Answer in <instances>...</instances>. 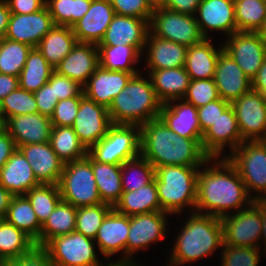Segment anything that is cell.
I'll return each instance as SVG.
<instances>
[{
  "mask_svg": "<svg viewBox=\"0 0 266 266\" xmlns=\"http://www.w3.org/2000/svg\"><path fill=\"white\" fill-rule=\"evenodd\" d=\"M236 114L230 105L218 119L203 133L202 148L209 157H225V147L230 154L243 142Z\"/></svg>",
  "mask_w": 266,
  "mask_h": 266,
  "instance_id": "obj_17",
  "label": "cell"
},
{
  "mask_svg": "<svg viewBox=\"0 0 266 266\" xmlns=\"http://www.w3.org/2000/svg\"><path fill=\"white\" fill-rule=\"evenodd\" d=\"M115 14L150 19L153 9L147 0H110Z\"/></svg>",
  "mask_w": 266,
  "mask_h": 266,
  "instance_id": "obj_52",
  "label": "cell"
},
{
  "mask_svg": "<svg viewBox=\"0 0 266 266\" xmlns=\"http://www.w3.org/2000/svg\"><path fill=\"white\" fill-rule=\"evenodd\" d=\"M224 245L262 248L261 200L221 218Z\"/></svg>",
  "mask_w": 266,
  "mask_h": 266,
  "instance_id": "obj_12",
  "label": "cell"
},
{
  "mask_svg": "<svg viewBox=\"0 0 266 266\" xmlns=\"http://www.w3.org/2000/svg\"><path fill=\"white\" fill-rule=\"evenodd\" d=\"M5 220L25 232L37 245H40L42 225L25 195L11 198Z\"/></svg>",
  "mask_w": 266,
  "mask_h": 266,
  "instance_id": "obj_35",
  "label": "cell"
},
{
  "mask_svg": "<svg viewBox=\"0 0 266 266\" xmlns=\"http://www.w3.org/2000/svg\"><path fill=\"white\" fill-rule=\"evenodd\" d=\"M0 185L13 196L25 195L31 188L41 185L18 148L0 169Z\"/></svg>",
  "mask_w": 266,
  "mask_h": 266,
  "instance_id": "obj_29",
  "label": "cell"
},
{
  "mask_svg": "<svg viewBox=\"0 0 266 266\" xmlns=\"http://www.w3.org/2000/svg\"><path fill=\"white\" fill-rule=\"evenodd\" d=\"M150 19L115 14L97 46H134L142 55L149 32Z\"/></svg>",
  "mask_w": 266,
  "mask_h": 266,
  "instance_id": "obj_19",
  "label": "cell"
},
{
  "mask_svg": "<svg viewBox=\"0 0 266 266\" xmlns=\"http://www.w3.org/2000/svg\"><path fill=\"white\" fill-rule=\"evenodd\" d=\"M77 43L72 27L55 25L40 41L37 48L46 61L55 67L71 52Z\"/></svg>",
  "mask_w": 266,
  "mask_h": 266,
  "instance_id": "obj_33",
  "label": "cell"
},
{
  "mask_svg": "<svg viewBox=\"0 0 266 266\" xmlns=\"http://www.w3.org/2000/svg\"><path fill=\"white\" fill-rule=\"evenodd\" d=\"M210 39L191 45L187 49L185 70L191 80L212 79L216 70L218 56L223 50V45L216 48Z\"/></svg>",
  "mask_w": 266,
  "mask_h": 266,
  "instance_id": "obj_30",
  "label": "cell"
},
{
  "mask_svg": "<svg viewBox=\"0 0 266 266\" xmlns=\"http://www.w3.org/2000/svg\"><path fill=\"white\" fill-rule=\"evenodd\" d=\"M220 256L221 266H258L262 255L261 249L246 246H229L222 247Z\"/></svg>",
  "mask_w": 266,
  "mask_h": 266,
  "instance_id": "obj_48",
  "label": "cell"
},
{
  "mask_svg": "<svg viewBox=\"0 0 266 266\" xmlns=\"http://www.w3.org/2000/svg\"><path fill=\"white\" fill-rule=\"evenodd\" d=\"M53 71L54 68L46 61L38 48H31L19 75V87L35 92L49 81Z\"/></svg>",
  "mask_w": 266,
  "mask_h": 266,
  "instance_id": "obj_37",
  "label": "cell"
},
{
  "mask_svg": "<svg viewBox=\"0 0 266 266\" xmlns=\"http://www.w3.org/2000/svg\"><path fill=\"white\" fill-rule=\"evenodd\" d=\"M252 89L266 97V57L256 76L252 79Z\"/></svg>",
  "mask_w": 266,
  "mask_h": 266,
  "instance_id": "obj_60",
  "label": "cell"
},
{
  "mask_svg": "<svg viewBox=\"0 0 266 266\" xmlns=\"http://www.w3.org/2000/svg\"><path fill=\"white\" fill-rule=\"evenodd\" d=\"M55 26L47 6L31 14H10L4 38L37 47Z\"/></svg>",
  "mask_w": 266,
  "mask_h": 266,
  "instance_id": "obj_18",
  "label": "cell"
},
{
  "mask_svg": "<svg viewBox=\"0 0 266 266\" xmlns=\"http://www.w3.org/2000/svg\"><path fill=\"white\" fill-rule=\"evenodd\" d=\"M200 167L166 165L155 168V183L161 211L177 216L195 212ZM190 211V212H189Z\"/></svg>",
  "mask_w": 266,
  "mask_h": 266,
  "instance_id": "obj_5",
  "label": "cell"
},
{
  "mask_svg": "<svg viewBox=\"0 0 266 266\" xmlns=\"http://www.w3.org/2000/svg\"><path fill=\"white\" fill-rule=\"evenodd\" d=\"M92 170L101 201L114 207L123 193L121 165L99 163L92 158Z\"/></svg>",
  "mask_w": 266,
  "mask_h": 266,
  "instance_id": "obj_34",
  "label": "cell"
},
{
  "mask_svg": "<svg viewBox=\"0 0 266 266\" xmlns=\"http://www.w3.org/2000/svg\"><path fill=\"white\" fill-rule=\"evenodd\" d=\"M112 125L108 109L85 95L80 100V106L72 128L84 147L89 150L98 143Z\"/></svg>",
  "mask_w": 266,
  "mask_h": 266,
  "instance_id": "obj_15",
  "label": "cell"
},
{
  "mask_svg": "<svg viewBox=\"0 0 266 266\" xmlns=\"http://www.w3.org/2000/svg\"><path fill=\"white\" fill-rule=\"evenodd\" d=\"M49 143L64 163L82 159L88 154L72 126H52Z\"/></svg>",
  "mask_w": 266,
  "mask_h": 266,
  "instance_id": "obj_38",
  "label": "cell"
},
{
  "mask_svg": "<svg viewBox=\"0 0 266 266\" xmlns=\"http://www.w3.org/2000/svg\"><path fill=\"white\" fill-rule=\"evenodd\" d=\"M63 201L74 207L95 206L103 203L98 193L92 170V157H86L64 164L58 183Z\"/></svg>",
  "mask_w": 266,
  "mask_h": 266,
  "instance_id": "obj_6",
  "label": "cell"
},
{
  "mask_svg": "<svg viewBox=\"0 0 266 266\" xmlns=\"http://www.w3.org/2000/svg\"><path fill=\"white\" fill-rule=\"evenodd\" d=\"M195 16L205 39L209 31H222L226 37L237 32L234 0H201Z\"/></svg>",
  "mask_w": 266,
  "mask_h": 266,
  "instance_id": "obj_20",
  "label": "cell"
},
{
  "mask_svg": "<svg viewBox=\"0 0 266 266\" xmlns=\"http://www.w3.org/2000/svg\"><path fill=\"white\" fill-rule=\"evenodd\" d=\"M220 99L215 81L212 79L191 80L183 98L196 108L207 105L209 102Z\"/></svg>",
  "mask_w": 266,
  "mask_h": 266,
  "instance_id": "obj_49",
  "label": "cell"
},
{
  "mask_svg": "<svg viewBox=\"0 0 266 266\" xmlns=\"http://www.w3.org/2000/svg\"><path fill=\"white\" fill-rule=\"evenodd\" d=\"M0 266H52V264L48 249L35 244L18 258L0 261Z\"/></svg>",
  "mask_w": 266,
  "mask_h": 266,
  "instance_id": "obj_51",
  "label": "cell"
},
{
  "mask_svg": "<svg viewBox=\"0 0 266 266\" xmlns=\"http://www.w3.org/2000/svg\"><path fill=\"white\" fill-rule=\"evenodd\" d=\"M95 246L94 239L76 231L54 237L45 245L52 266H105Z\"/></svg>",
  "mask_w": 266,
  "mask_h": 266,
  "instance_id": "obj_9",
  "label": "cell"
},
{
  "mask_svg": "<svg viewBox=\"0 0 266 266\" xmlns=\"http://www.w3.org/2000/svg\"><path fill=\"white\" fill-rule=\"evenodd\" d=\"M11 14H31L45 6L46 0H5Z\"/></svg>",
  "mask_w": 266,
  "mask_h": 266,
  "instance_id": "obj_56",
  "label": "cell"
},
{
  "mask_svg": "<svg viewBox=\"0 0 266 266\" xmlns=\"http://www.w3.org/2000/svg\"><path fill=\"white\" fill-rule=\"evenodd\" d=\"M88 154L99 163L122 165L140 156V126L112 124L107 134L89 150Z\"/></svg>",
  "mask_w": 266,
  "mask_h": 266,
  "instance_id": "obj_8",
  "label": "cell"
},
{
  "mask_svg": "<svg viewBox=\"0 0 266 266\" xmlns=\"http://www.w3.org/2000/svg\"><path fill=\"white\" fill-rule=\"evenodd\" d=\"M149 77L158 98L163 104L172 100L183 99L191 81L184 66L152 70Z\"/></svg>",
  "mask_w": 266,
  "mask_h": 266,
  "instance_id": "obj_31",
  "label": "cell"
},
{
  "mask_svg": "<svg viewBox=\"0 0 266 266\" xmlns=\"http://www.w3.org/2000/svg\"><path fill=\"white\" fill-rule=\"evenodd\" d=\"M149 6L155 10L158 8H165L166 0H147Z\"/></svg>",
  "mask_w": 266,
  "mask_h": 266,
  "instance_id": "obj_64",
  "label": "cell"
},
{
  "mask_svg": "<svg viewBox=\"0 0 266 266\" xmlns=\"http://www.w3.org/2000/svg\"><path fill=\"white\" fill-rule=\"evenodd\" d=\"M213 80L220 98L229 103L252 89V80L244 74L234 59L224 50L218 56Z\"/></svg>",
  "mask_w": 266,
  "mask_h": 266,
  "instance_id": "obj_22",
  "label": "cell"
},
{
  "mask_svg": "<svg viewBox=\"0 0 266 266\" xmlns=\"http://www.w3.org/2000/svg\"><path fill=\"white\" fill-rule=\"evenodd\" d=\"M114 16L110 0H92L86 14L72 26L77 42L98 45Z\"/></svg>",
  "mask_w": 266,
  "mask_h": 266,
  "instance_id": "obj_24",
  "label": "cell"
},
{
  "mask_svg": "<svg viewBox=\"0 0 266 266\" xmlns=\"http://www.w3.org/2000/svg\"><path fill=\"white\" fill-rule=\"evenodd\" d=\"M158 118L179 136L189 139L203 137L197 108L183 99L163 104Z\"/></svg>",
  "mask_w": 266,
  "mask_h": 266,
  "instance_id": "obj_27",
  "label": "cell"
},
{
  "mask_svg": "<svg viewBox=\"0 0 266 266\" xmlns=\"http://www.w3.org/2000/svg\"><path fill=\"white\" fill-rule=\"evenodd\" d=\"M18 149L31 165L40 184L58 185L65 163L58 158L49 142L23 145Z\"/></svg>",
  "mask_w": 266,
  "mask_h": 266,
  "instance_id": "obj_26",
  "label": "cell"
},
{
  "mask_svg": "<svg viewBox=\"0 0 266 266\" xmlns=\"http://www.w3.org/2000/svg\"><path fill=\"white\" fill-rule=\"evenodd\" d=\"M149 32L158 38L171 40L187 47L201 42L196 16L178 13L167 8L153 10L149 21Z\"/></svg>",
  "mask_w": 266,
  "mask_h": 266,
  "instance_id": "obj_10",
  "label": "cell"
},
{
  "mask_svg": "<svg viewBox=\"0 0 266 266\" xmlns=\"http://www.w3.org/2000/svg\"><path fill=\"white\" fill-rule=\"evenodd\" d=\"M77 207L61 200L40 231V245L45 246L51 239L75 231Z\"/></svg>",
  "mask_w": 266,
  "mask_h": 266,
  "instance_id": "obj_36",
  "label": "cell"
},
{
  "mask_svg": "<svg viewBox=\"0 0 266 266\" xmlns=\"http://www.w3.org/2000/svg\"><path fill=\"white\" fill-rule=\"evenodd\" d=\"M222 42L226 51L252 80L266 57V43L256 32H234Z\"/></svg>",
  "mask_w": 266,
  "mask_h": 266,
  "instance_id": "obj_14",
  "label": "cell"
},
{
  "mask_svg": "<svg viewBox=\"0 0 266 266\" xmlns=\"http://www.w3.org/2000/svg\"><path fill=\"white\" fill-rule=\"evenodd\" d=\"M253 202L238 170L227 157H210L200 167L195 212L221 219Z\"/></svg>",
  "mask_w": 266,
  "mask_h": 266,
  "instance_id": "obj_1",
  "label": "cell"
},
{
  "mask_svg": "<svg viewBox=\"0 0 266 266\" xmlns=\"http://www.w3.org/2000/svg\"><path fill=\"white\" fill-rule=\"evenodd\" d=\"M19 87V77L0 73V101Z\"/></svg>",
  "mask_w": 266,
  "mask_h": 266,
  "instance_id": "obj_59",
  "label": "cell"
},
{
  "mask_svg": "<svg viewBox=\"0 0 266 266\" xmlns=\"http://www.w3.org/2000/svg\"><path fill=\"white\" fill-rule=\"evenodd\" d=\"M113 208L127 216L161 211L155 179L136 191L123 192Z\"/></svg>",
  "mask_w": 266,
  "mask_h": 266,
  "instance_id": "obj_32",
  "label": "cell"
},
{
  "mask_svg": "<svg viewBox=\"0 0 266 266\" xmlns=\"http://www.w3.org/2000/svg\"><path fill=\"white\" fill-rule=\"evenodd\" d=\"M35 241L5 219L0 221V261L20 257L30 250Z\"/></svg>",
  "mask_w": 266,
  "mask_h": 266,
  "instance_id": "obj_40",
  "label": "cell"
},
{
  "mask_svg": "<svg viewBox=\"0 0 266 266\" xmlns=\"http://www.w3.org/2000/svg\"><path fill=\"white\" fill-rule=\"evenodd\" d=\"M98 66V46L93 43L77 42L54 71L84 87Z\"/></svg>",
  "mask_w": 266,
  "mask_h": 266,
  "instance_id": "obj_21",
  "label": "cell"
},
{
  "mask_svg": "<svg viewBox=\"0 0 266 266\" xmlns=\"http://www.w3.org/2000/svg\"><path fill=\"white\" fill-rule=\"evenodd\" d=\"M105 266H122L118 263H114L113 261L111 263H107Z\"/></svg>",
  "mask_w": 266,
  "mask_h": 266,
  "instance_id": "obj_67",
  "label": "cell"
},
{
  "mask_svg": "<svg viewBox=\"0 0 266 266\" xmlns=\"http://www.w3.org/2000/svg\"><path fill=\"white\" fill-rule=\"evenodd\" d=\"M17 147L13 138L5 130L0 134V169L5 165Z\"/></svg>",
  "mask_w": 266,
  "mask_h": 266,
  "instance_id": "obj_58",
  "label": "cell"
},
{
  "mask_svg": "<svg viewBox=\"0 0 266 266\" xmlns=\"http://www.w3.org/2000/svg\"><path fill=\"white\" fill-rule=\"evenodd\" d=\"M142 72L133 75L127 85L112 100L108 112L112 124L143 125L159 117L163 103L152 81Z\"/></svg>",
  "mask_w": 266,
  "mask_h": 266,
  "instance_id": "obj_4",
  "label": "cell"
},
{
  "mask_svg": "<svg viewBox=\"0 0 266 266\" xmlns=\"http://www.w3.org/2000/svg\"><path fill=\"white\" fill-rule=\"evenodd\" d=\"M230 105L231 103L220 98L197 108L199 125L202 133H204Z\"/></svg>",
  "mask_w": 266,
  "mask_h": 266,
  "instance_id": "obj_54",
  "label": "cell"
},
{
  "mask_svg": "<svg viewBox=\"0 0 266 266\" xmlns=\"http://www.w3.org/2000/svg\"><path fill=\"white\" fill-rule=\"evenodd\" d=\"M154 177L155 167L141 155L121 165L123 192L136 191L151 183Z\"/></svg>",
  "mask_w": 266,
  "mask_h": 266,
  "instance_id": "obj_41",
  "label": "cell"
},
{
  "mask_svg": "<svg viewBox=\"0 0 266 266\" xmlns=\"http://www.w3.org/2000/svg\"><path fill=\"white\" fill-rule=\"evenodd\" d=\"M129 228L130 216L121 214L114 208L108 212L94 238L98 250L105 257V261L111 263L110 256L122 251L120 260L118 259L114 263L126 266V245Z\"/></svg>",
  "mask_w": 266,
  "mask_h": 266,
  "instance_id": "obj_16",
  "label": "cell"
},
{
  "mask_svg": "<svg viewBox=\"0 0 266 266\" xmlns=\"http://www.w3.org/2000/svg\"><path fill=\"white\" fill-rule=\"evenodd\" d=\"M33 94L36 99L38 113L51 117L56 104L59 102L58 98H55L54 84L47 82L39 90L33 92Z\"/></svg>",
  "mask_w": 266,
  "mask_h": 266,
  "instance_id": "obj_55",
  "label": "cell"
},
{
  "mask_svg": "<svg viewBox=\"0 0 266 266\" xmlns=\"http://www.w3.org/2000/svg\"><path fill=\"white\" fill-rule=\"evenodd\" d=\"M48 83L54 84L55 98H58V101L77 97L83 91V87L77 82L56 71L51 73Z\"/></svg>",
  "mask_w": 266,
  "mask_h": 266,
  "instance_id": "obj_53",
  "label": "cell"
},
{
  "mask_svg": "<svg viewBox=\"0 0 266 266\" xmlns=\"http://www.w3.org/2000/svg\"><path fill=\"white\" fill-rule=\"evenodd\" d=\"M237 31L257 32L266 18V2L234 0Z\"/></svg>",
  "mask_w": 266,
  "mask_h": 266,
  "instance_id": "obj_42",
  "label": "cell"
},
{
  "mask_svg": "<svg viewBox=\"0 0 266 266\" xmlns=\"http://www.w3.org/2000/svg\"><path fill=\"white\" fill-rule=\"evenodd\" d=\"M0 108L5 122L10 117L38 113L33 92L26 91L20 87L9 93L0 101Z\"/></svg>",
  "mask_w": 266,
  "mask_h": 266,
  "instance_id": "obj_46",
  "label": "cell"
},
{
  "mask_svg": "<svg viewBox=\"0 0 266 266\" xmlns=\"http://www.w3.org/2000/svg\"><path fill=\"white\" fill-rule=\"evenodd\" d=\"M112 208L106 203L77 208L75 231L94 239L103 219Z\"/></svg>",
  "mask_w": 266,
  "mask_h": 266,
  "instance_id": "obj_47",
  "label": "cell"
},
{
  "mask_svg": "<svg viewBox=\"0 0 266 266\" xmlns=\"http://www.w3.org/2000/svg\"><path fill=\"white\" fill-rule=\"evenodd\" d=\"M169 213L155 211L130 216V228L126 245V266H143L135 261V253L148 249L151 244L166 238ZM134 255V256H133Z\"/></svg>",
  "mask_w": 266,
  "mask_h": 266,
  "instance_id": "obj_11",
  "label": "cell"
},
{
  "mask_svg": "<svg viewBox=\"0 0 266 266\" xmlns=\"http://www.w3.org/2000/svg\"><path fill=\"white\" fill-rule=\"evenodd\" d=\"M143 53L146 56V68L149 74L152 70L169 69L185 66L188 47L171 40L158 38L150 32L147 34ZM148 49V50H147Z\"/></svg>",
  "mask_w": 266,
  "mask_h": 266,
  "instance_id": "obj_28",
  "label": "cell"
},
{
  "mask_svg": "<svg viewBox=\"0 0 266 266\" xmlns=\"http://www.w3.org/2000/svg\"><path fill=\"white\" fill-rule=\"evenodd\" d=\"M13 195L0 185V219H5Z\"/></svg>",
  "mask_w": 266,
  "mask_h": 266,
  "instance_id": "obj_62",
  "label": "cell"
},
{
  "mask_svg": "<svg viewBox=\"0 0 266 266\" xmlns=\"http://www.w3.org/2000/svg\"><path fill=\"white\" fill-rule=\"evenodd\" d=\"M25 196L29 199L41 225L62 200L59 187L55 184H41L31 188Z\"/></svg>",
  "mask_w": 266,
  "mask_h": 266,
  "instance_id": "obj_44",
  "label": "cell"
},
{
  "mask_svg": "<svg viewBox=\"0 0 266 266\" xmlns=\"http://www.w3.org/2000/svg\"><path fill=\"white\" fill-rule=\"evenodd\" d=\"M138 73L112 71L99 65L83 87L84 95L108 109L112 100L124 89L130 78Z\"/></svg>",
  "mask_w": 266,
  "mask_h": 266,
  "instance_id": "obj_23",
  "label": "cell"
},
{
  "mask_svg": "<svg viewBox=\"0 0 266 266\" xmlns=\"http://www.w3.org/2000/svg\"><path fill=\"white\" fill-rule=\"evenodd\" d=\"M201 0H166L165 8L187 15H196Z\"/></svg>",
  "mask_w": 266,
  "mask_h": 266,
  "instance_id": "obj_57",
  "label": "cell"
},
{
  "mask_svg": "<svg viewBox=\"0 0 266 266\" xmlns=\"http://www.w3.org/2000/svg\"><path fill=\"white\" fill-rule=\"evenodd\" d=\"M99 65L104 69L124 72H141L135 67L142 55L134 46H98Z\"/></svg>",
  "mask_w": 266,
  "mask_h": 266,
  "instance_id": "obj_39",
  "label": "cell"
},
{
  "mask_svg": "<svg viewBox=\"0 0 266 266\" xmlns=\"http://www.w3.org/2000/svg\"><path fill=\"white\" fill-rule=\"evenodd\" d=\"M92 0H46L55 25L72 27L89 10Z\"/></svg>",
  "mask_w": 266,
  "mask_h": 266,
  "instance_id": "obj_43",
  "label": "cell"
},
{
  "mask_svg": "<svg viewBox=\"0 0 266 266\" xmlns=\"http://www.w3.org/2000/svg\"><path fill=\"white\" fill-rule=\"evenodd\" d=\"M140 155L155 168L166 165L201 167L210 157L202 139L179 136L159 118L140 126Z\"/></svg>",
  "mask_w": 266,
  "mask_h": 266,
  "instance_id": "obj_2",
  "label": "cell"
},
{
  "mask_svg": "<svg viewBox=\"0 0 266 266\" xmlns=\"http://www.w3.org/2000/svg\"><path fill=\"white\" fill-rule=\"evenodd\" d=\"M5 129L13 138L16 147L28 144L49 142L52 122L50 117L40 113L10 117Z\"/></svg>",
  "mask_w": 266,
  "mask_h": 266,
  "instance_id": "obj_25",
  "label": "cell"
},
{
  "mask_svg": "<svg viewBox=\"0 0 266 266\" xmlns=\"http://www.w3.org/2000/svg\"><path fill=\"white\" fill-rule=\"evenodd\" d=\"M225 157L238 170L250 197L266 200V140L243 141Z\"/></svg>",
  "mask_w": 266,
  "mask_h": 266,
  "instance_id": "obj_7",
  "label": "cell"
},
{
  "mask_svg": "<svg viewBox=\"0 0 266 266\" xmlns=\"http://www.w3.org/2000/svg\"><path fill=\"white\" fill-rule=\"evenodd\" d=\"M31 48L27 44L2 38L0 40V73L19 77Z\"/></svg>",
  "mask_w": 266,
  "mask_h": 266,
  "instance_id": "obj_45",
  "label": "cell"
},
{
  "mask_svg": "<svg viewBox=\"0 0 266 266\" xmlns=\"http://www.w3.org/2000/svg\"><path fill=\"white\" fill-rule=\"evenodd\" d=\"M184 224V225H183ZM180 231L166 266H181L212 256L224 244L220 218L192 212L180 225Z\"/></svg>",
  "mask_w": 266,
  "mask_h": 266,
  "instance_id": "obj_3",
  "label": "cell"
},
{
  "mask_svg": "<svg viewBox=\"0 0 266 266\" xmlns=\"http://www.w3.org/2000/svg\"><path fill=\"white\" fill-rule=\"evenodd\" d=\"M0 118H3L2 113H1V108H0Z\"/></svg>",
  "mask_w": 266,
  "mask_h": 266,
  "instance_id": "obj_68",
  "label": "cell"
},
{
  "mask_svg": "<svg viewBox=\"0 0 266 266\" xmlns=\"http://www.w3.org/2000/svg\"><path fill=\"white\" fill-rule=\"evenodd\" d=\"M261 214H262V234H261V244L263 245V251L266 253V200H261ZM265 243V244H264Z\"/></svg>",
  "mask_w": 266,
  "mask_h": 266,
  "instance_id": "obj_63",
  "label": "cell"
},
{
  "mask_svg": "<svg viewBox=\"0 0 266 266\" xmlns=\"http://www.w3.org/2000/svg\"><path fill=\"white\" fill-rule=\"evenodd\" d=\"M266 43V18L264 22L262 23L261 27L256 32Z\"/></svg>",
  "mask_w": 266,
  "mask_h": 266,
  "instance_id": "obj_65",
  "label": "cell"
},
{
  "mask_svg": "<svg viewBox=\"0 0 266 266\" xmlns=\"http://www.w3.org/2000/svg\"><path fill=\"white\" fill-rule=\"evenodd\" d=\"M6 129H5V120L4 118H0V134L2 132H4Z\"/></svg>",
  "mask_w": 266,
  "mask_h": 266,
  "instance_id": "obj_66",
  "label": "cell"
},
{
  "mask_svg": "<svg viewBox=\"0 0 266 266\" xmlns=\"http://www.w3.org/2000/svg\"><path fill=\"white\" fill-rule=\"evenodd\" d=\"M231 106L244 141L266 140V97L251 89Z\"/></svg>",
  "mask_w": 266,
  "mask_h": 266,
  "instance_id": "obj_13",
  "label": "cell"
},
{
  "mask_svg": "<svg viewBox=\"0 0 266 266\" xmlns=\"http://www.w3.org/2000/svg\"><path fill=\"white\" fill-rule=\"evenodd\" d=\"M84 96L82 91L77 97L60 100L50 117L52 126H72L79 110L80 100Z\"/></svg>",
  "mask_w": 266,
  "mask_h": 266,
  "instance_id": "obj_50",
  "label": "cell"
},
{
  "mask_svg": "<svg viewBox=\"0 0 266 266\" xmlns=\"http://www.w3.org/2000/svg\"><path fill=\"white\" fill-rule=\"evenodd\" d=\"M10 9L5 0H0V40L4 38L8 23H9V18H10Z\"/></svg>",
  "mask_w": 266,
  "mask_h": 266,
  "instance_id": "obj_61",
  "label": "cell"
}]
</instances>
